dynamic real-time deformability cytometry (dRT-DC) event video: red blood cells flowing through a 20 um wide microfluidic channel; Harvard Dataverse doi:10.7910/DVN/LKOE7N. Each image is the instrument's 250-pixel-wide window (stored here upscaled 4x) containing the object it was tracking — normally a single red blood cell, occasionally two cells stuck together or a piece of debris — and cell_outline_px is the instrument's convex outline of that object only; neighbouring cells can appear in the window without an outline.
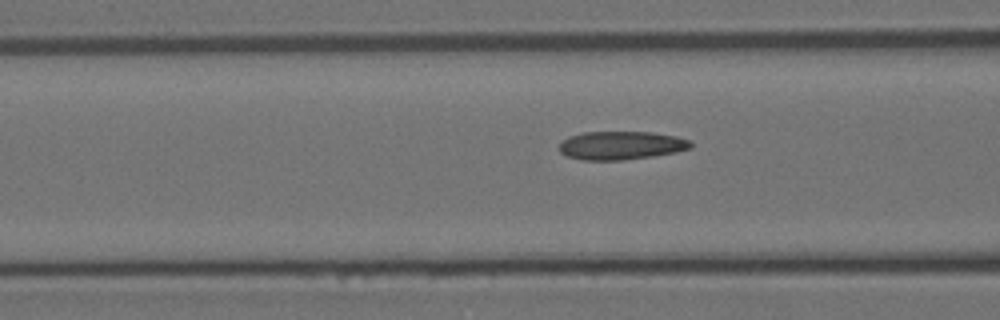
{"species": "Egyptian fruit bat (a non-hibernating species)", "species_latin": "Rousettus aegyptiacus", "temperature_condition": "room temperature", "stored_images_in_passage": 39, "camera_frame_rate_fps": 3000, "um_per_image_px": 0.085, "animal": {"sex": "female"}, "frame": {"image": 1, "passage_image": 16, "time_ms": 5.0, "image_size_px": [1000, 320], "cell_outline_px": [[692, 148], [676, 152], [652, 156], [624, 160], [580, 160], [568, 156], [560, 152], [560, 144], [568, 136], [584, 132], [652, 132], [676, 136], [688, 140], [692, 144]], "centroid_in_image_um": [52.8, 12.36], "position_along_channel_um": 113.8, "area_um2": 21.73}}
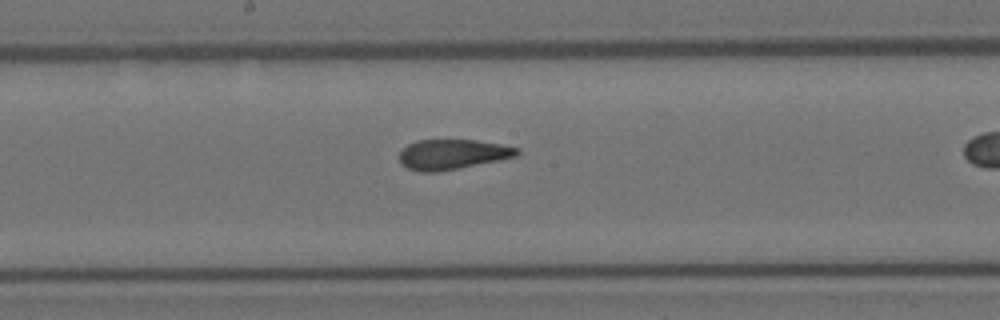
{"frame": {"image": 2, "passage_image": 24, "time_ms": 7.667, "image_size_px": [1000, 320], "cell_outline_px": [[520, 152], [516, 156], [500, 160], [440, 172], [420, 172], [408, 168], [400, 164], [400, 152], [408, 144], [416, 140], [476, 140], [500, 144], [520, 148]], "centroid_in_image_um": [38.46, 13.12], "position_along_channel_um": 209.7, "area_um2": 20.69}}
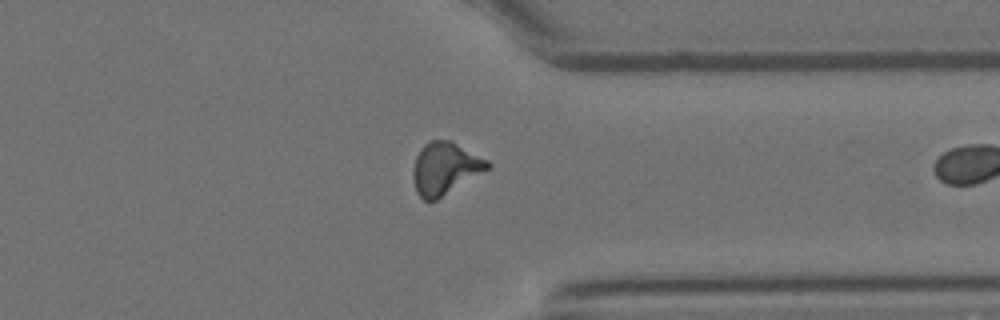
{"frame": {"image": 3, "passage_image": 38, "time_ms": 12.333, "image_size_px": [1000, 320], "cell_outline_px": [[492, 168], [436, 200], [424, 200], [416, 192], [412, 176], [412, 168], [416, 156], [424, 144], [428, 140], [452, 140], [488, 160], [492, 164]], "centroid_in_image_um": [37.85, 14.3], "position_along_channel_um": 373.6, "area_um2": 23.0}}